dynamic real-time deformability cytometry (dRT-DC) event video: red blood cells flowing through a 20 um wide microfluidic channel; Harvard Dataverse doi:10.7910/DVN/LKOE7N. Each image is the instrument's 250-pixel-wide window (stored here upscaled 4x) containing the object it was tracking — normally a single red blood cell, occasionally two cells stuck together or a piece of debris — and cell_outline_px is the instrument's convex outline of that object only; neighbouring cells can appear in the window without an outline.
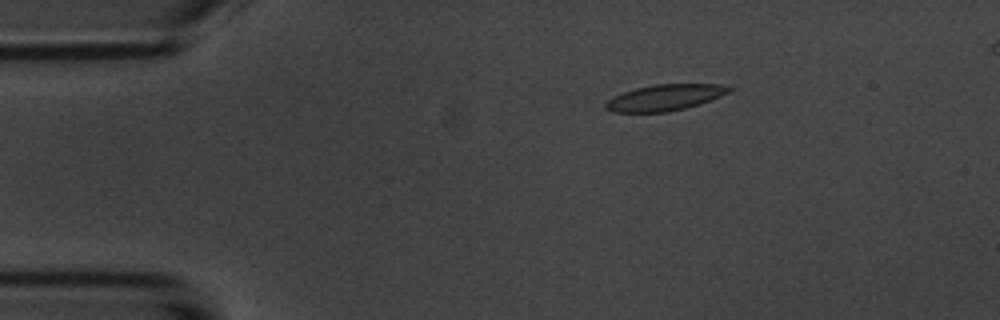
{"species": "common noctule bat (a hibernating species)", "species_latin": "Nyctalus noctula", "temperature_condition": "room temperature", "stored_images_in_passage": 55, "segment_of_instrument_passage": [1, 2], "camera_frame_rate_fps": 3000, "um_per_image_px": 0.085, "animal": {"sex": "male", "body_mass_g": 20.1, "forearm_length_mm": 53.5}, "frame": {"image": 1, "passage_image": 9, "time_ms": 2.667, "image_size_px": [1000, 320], "cell_outline_px": [[732, 88], [728, 92], [720, 96], [700, 104], [688, 108], [668, 112], [612, 112], [604, 108], [604, 104], [612, 96], [636, 88], [656, 84], [720, 84]], "centroid_in_image_um": [56.48, 8.3], "position_along_channel_um": 28.5, "area_um2": 18.79}}
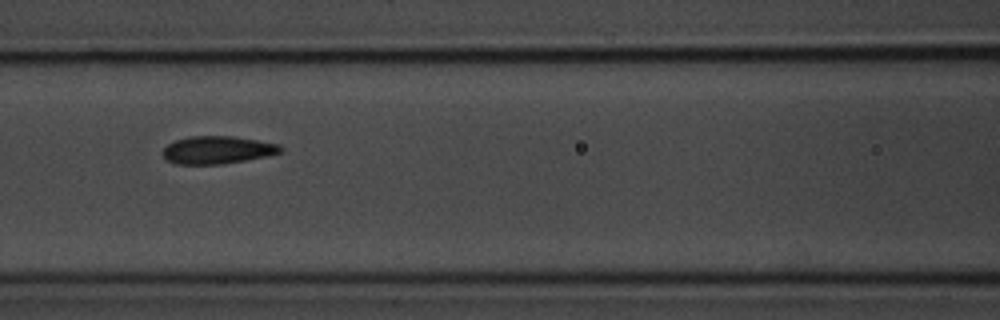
{"frame": {"image": 2, "passage_image": 23, "time_ms": 7.333, "image_size_px": [1000, 320], "cell_outline_px": [[284, 148], [280, 152], [264, 156], [244, 160], [220, 164], [176, 164], [168, 160], [164, 156], [164, 148], [168, 144], [176, 140], [192, 136], [232, 136], [280, 144]], "centroid_in_image_um": [18.48, 12.74], "position_along_channel_um": 148.1, "area_um2": 18.67}}
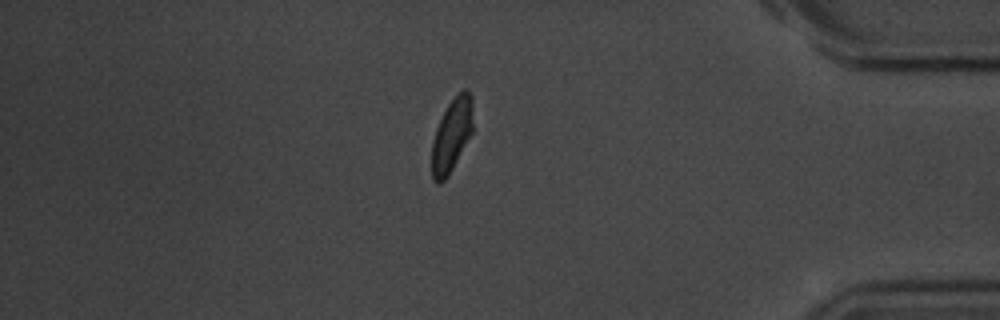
{"frame": {"image": 3, "passage_image": 46, "time_ms": 15.0, "image_size_px": [1000, 320], "cell_outline_px": [[472, 132], [448, 176], [440, 184], [436, 184], [432, 180], [432, 140], [436, 128], [448, 104], [464, 88], [468, 88], [472, 96]], "centroid_in_image_um": [38.38, 11.5], "position_along_channel_um": 396.8, "area_um2": 17.46}}